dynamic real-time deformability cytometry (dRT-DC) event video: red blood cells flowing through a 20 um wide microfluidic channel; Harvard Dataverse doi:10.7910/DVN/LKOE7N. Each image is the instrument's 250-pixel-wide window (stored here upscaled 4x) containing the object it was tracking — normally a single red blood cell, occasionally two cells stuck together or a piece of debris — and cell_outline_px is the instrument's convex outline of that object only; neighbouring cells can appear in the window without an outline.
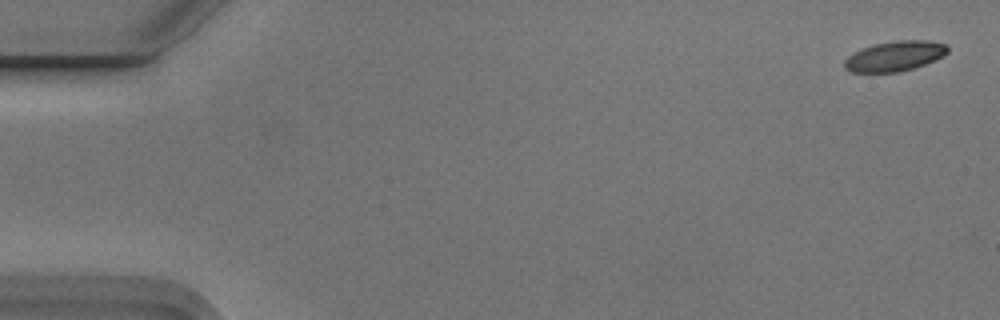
{"species": "Egyptian fruit bat (a non-hibernating species)", "species_latin": "Rousettus aegyptiacus", "temperature_condition": "cold", "stored_images_in_passage": 5, "camera_frame_rate_fps": 3000, "um_per_image_px": 0.085, "animal": {"sex": "male"}, "frame": {"image": 1, "passage_image": 1, "time_ms": 0.0, "image_size_px": [1000, 320], "cell_outline_px": [[948, 52], [944, 56], [924, 64], [900, 72], [852, 72], [844, 68], [844, 60], [848, 56], [864, 48], [876, 44], [896, 40], [928, 40], [948, 44]], "centroid_in_image_um": [76.09, 4.76], "position_along_channel_um": 8.9, "area_um2": 17.98}}